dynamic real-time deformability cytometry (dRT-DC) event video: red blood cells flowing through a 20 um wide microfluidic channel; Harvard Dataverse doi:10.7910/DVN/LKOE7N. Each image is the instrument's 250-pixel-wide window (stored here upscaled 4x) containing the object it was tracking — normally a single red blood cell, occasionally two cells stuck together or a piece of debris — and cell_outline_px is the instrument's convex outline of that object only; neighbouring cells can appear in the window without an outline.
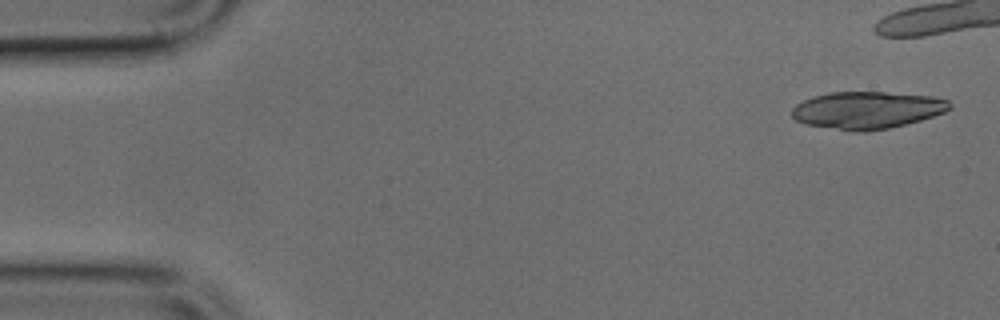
{"species": "common noctule bat (a hibernating species)", "species_latin": "Nyctalus noctula", "temperature_condition": "cold", "stored_images_in_passage": 6, "camera_frame_rate_fps": 3000, "um_per_image_px": 0.085, "animal": {"sex": "male", "body_mass_g": 17.9, "forearm_length_mm": 54.2}, "frame": {"image": 1, "passage_image": 1, "time_ms": 0.0, "image_size_px": [1000, 320], "cell_outline_px": [[952, 108], [944, 112], [920, 120], [888, 128], [864, 132], [856, 132], [804, 124], [796, 120], [792, 116], [792, 108], [796, 104], [812, 96], [828, 92], [884, 92], [932, 96], [948, 100], [952, 104]], "centroid_in_image_um": [73.68, 9.35], "position_along_channel_um": 11.3, "area_um2": 34.28}}